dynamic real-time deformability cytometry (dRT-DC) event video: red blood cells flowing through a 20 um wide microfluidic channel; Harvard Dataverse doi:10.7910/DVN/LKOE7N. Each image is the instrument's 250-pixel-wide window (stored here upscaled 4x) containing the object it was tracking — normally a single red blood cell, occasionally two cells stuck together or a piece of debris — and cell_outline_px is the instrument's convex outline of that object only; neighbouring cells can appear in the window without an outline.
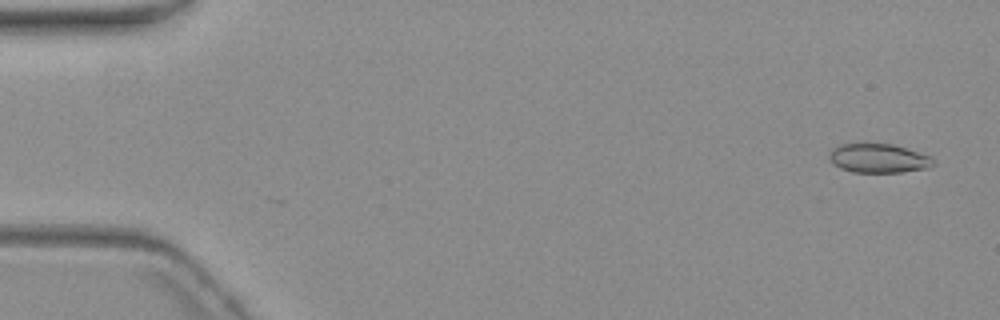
{"species": "common noctule bat (a hibernating species)", "species_latin": "Nyctalus noctula", "temperature_condition": "warm", "stored_images_in_passage": 2, "camera_frame_rate_fps": 3000, "um_per_image_px": 0.085, "animal": {"sex": "female", "body_mass_g": 19.3, "forearm_length_mm": 54.1}, "frame": {"image": 1, "passage_image": 2, "time_ms": 1.0, "image_size_px": [1000, 320], "cell_outline_px": [[936, 164], [928, 168], [900, 172], [852, 172], [840, 168], [832, 164], [828, 152], [832, 148], [840, 144], [860, 140], [864, 140], [892, 144], [928, 156]], "centroid_in_image_um": [74.56, 13.4], "position_along_channel_um": 10.4, "area_um2": 18.21}}